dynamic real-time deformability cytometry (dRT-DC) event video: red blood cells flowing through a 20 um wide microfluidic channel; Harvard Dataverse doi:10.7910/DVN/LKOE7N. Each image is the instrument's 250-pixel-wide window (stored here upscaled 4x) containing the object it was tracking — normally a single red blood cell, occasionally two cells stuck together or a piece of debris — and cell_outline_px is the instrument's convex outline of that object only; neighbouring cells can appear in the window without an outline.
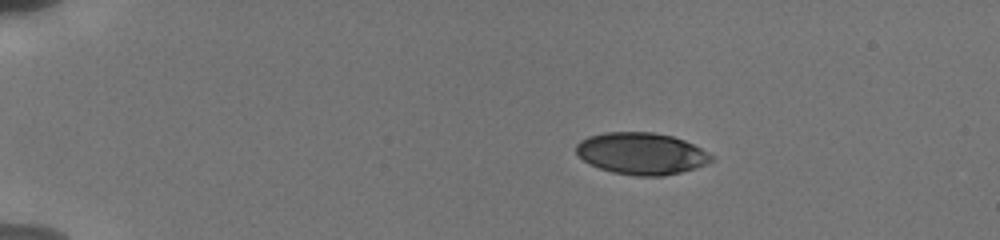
{"species": "human", "species_latin": "Homo sapiens", "temperature_condition": "cold", "stored_images_in_passage": 14, "camera_frame_rate_fps": 3000, "um_per_image_px": 0.085, "donor": {"sex": "male"}, "frame": {"image": 1, "passage_image": 1, "time_ms": 0.0, "image_size_px": [1000, 240], "cell_outline_px": [[716, 160], [696, 168], [664, 176], [636, 176], [612, 172], [600, 168], [584, 160], [576, 152], [576, 144], [580, 140], [588, 136], [604, 132], [652, 132], [672, 136], [684, 140], [716, 156]], "centroid_in_image_um": [54.55, 13.05], "position_along_channel_um": 30.4, "area_um2": 33.06}}